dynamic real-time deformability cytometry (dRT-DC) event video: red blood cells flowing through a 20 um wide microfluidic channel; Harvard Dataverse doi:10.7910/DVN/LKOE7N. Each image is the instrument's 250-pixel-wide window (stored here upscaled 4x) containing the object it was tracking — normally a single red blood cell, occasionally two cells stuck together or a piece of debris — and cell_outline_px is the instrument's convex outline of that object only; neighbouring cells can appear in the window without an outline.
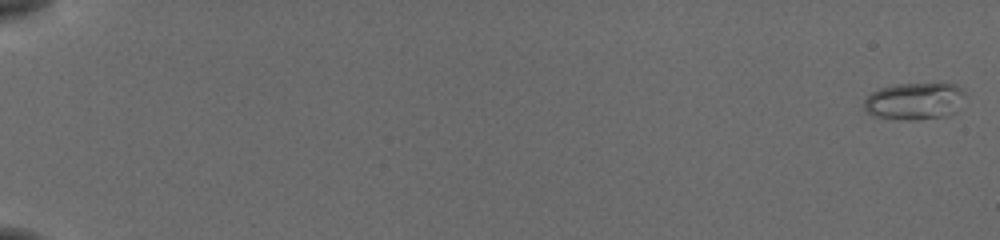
{"species": "common noctule bat (a hibernating species)", "species_latin": "Nyctalus noctula", "temperature_condition": "cold", "stored_images_in_passage": 14, "camera_frame_rate_fps": 3000, "um_per_image_px": 0.085, "animal": {"sex": "female", "body_mass_g": 19.5, "forearm_length_mm": 54.1}, "frame": {"image": 1, "passage_image": 1, "time_ms": 0.0, "image_size_px": [1000, 240], "cell_outline_px": [[968, 96], [956, 112], [948, 116], [916, 120], [908, 120], [872, 116], [864, 112], [864, 100], [872, 92], [880, 88], [896, 84], [956, 84], [964, 88]], "centroid_in_image_um": [77.8, 8.6], "position_along_channel_um": 7.2, "area_um2": 22.37}}
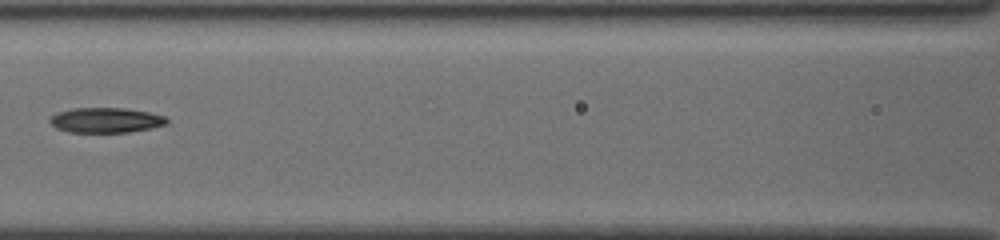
{"frame": {"image": 2, "passage_image": 12, "time_ms": 3.667, "image_size_px": [1000, 240], "cell_outline_px": [[168, 120], [164, 124], [152, 128], [128, 132], [68, 132], [56, 128], [48, 120], [56, 112], [72, 108], [124, 108], [148, 112], [164, 116]], "centroid_in_image_um": [8.95, 10.21], "position_along_channel_um": 157.6, "area_um2": 16.99}}
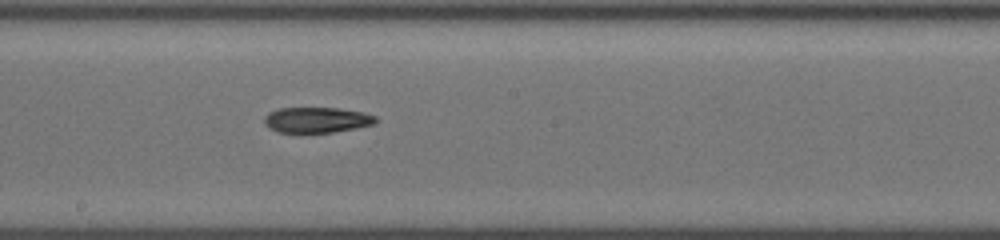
{"frame": {"image": 3, "passage_image": 14, "time_ms": 4.333, "image_size_px": [1000, 240], "cell_outline_px": [[376, 124], [356, 128], [332, 132], [276, 132], [268, 128], [264, 124], [264, 116], [268, 112], [280, 108], [340, 108], [364, 112], [376, 116]], "centroid_in_image_um": [26.91, 10.19], "position_along_channel_um": 221.3, "area_um2": 16.7}}